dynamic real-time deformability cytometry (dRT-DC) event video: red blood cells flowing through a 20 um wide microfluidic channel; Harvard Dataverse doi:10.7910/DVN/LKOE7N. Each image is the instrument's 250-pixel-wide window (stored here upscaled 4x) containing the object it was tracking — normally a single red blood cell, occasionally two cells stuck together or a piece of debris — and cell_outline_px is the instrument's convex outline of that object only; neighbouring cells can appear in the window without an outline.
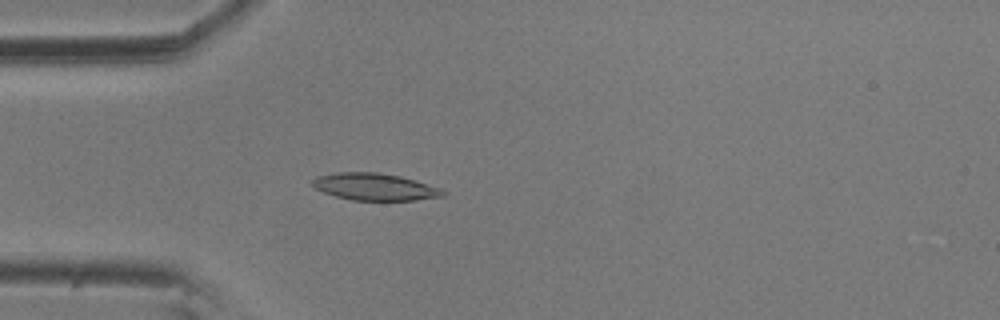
{"species": "common noctule bat (a hibernating species)", "species_latin": "Nyctalus noctula", "temperature_condition": "room temperature", "stored_images_in_passage": 56, "camera_frame_rate_fps": 3000, "um_per_image_px": 0.085, "animal": {"sex": "male", "body_mass_g": 20.5, "forearm_length_mm": 52.5}, "frame": {"image": 1, "passage_image": 15, "time_ms": 4.667, "image_size_px": [1000, 320], "cell_outline_px": [[448, 192], [444, 196], [416, 200], [352, 200], [336, 196], [324, 192], [316, 188], [312, 184], [312, 180], [316, 176], [336, 172], [380, 172], [400, 176], [440, 188]], "centroid_in_image_um": [31.86, 15.87], "position_along_channel_um": 53.1, "area_um2": 20.52}}
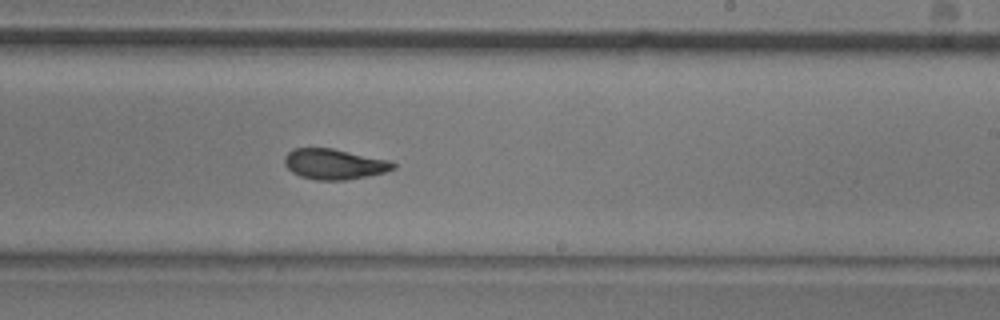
{"frame": {"image": 2, "passage_image": 33, "time_ms": 10.667, "image_size_px": [1000, 320], "cell_outline_px": [[396, 168], [384, 172], [368, 176], [344, 180], [316, 180], [300, 176], [292, 172], [284, 164], [284, 156], [292, 148], [332, 148], [392, 160], [396, 164]], "centroid_in_image_um": [28.42, 13.94], "position_along_channel_um": 260.6, "area_um2": 19.48}}
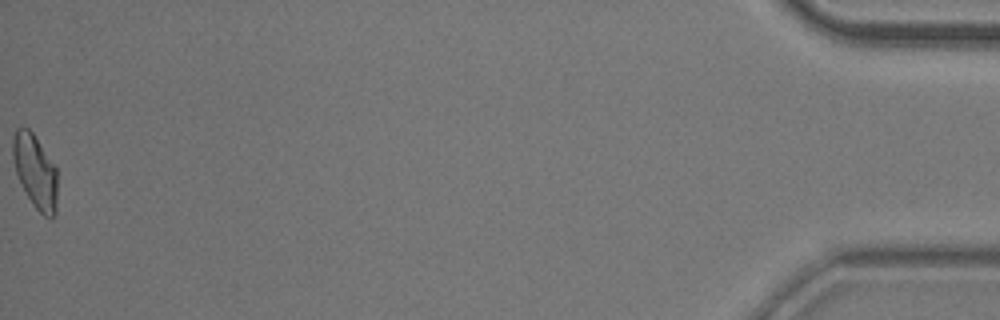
{"frame": {"image": 3, "passage_image": 56, "time_ms": 18.333, "image_size_px": [1000, 320], "cell_outline_px": [[56, 212], [48, 220], [32, 204], [16, 172], [12, 156], [12, 136], [16, 128], [28, 128], [32, 132], [56, 168]], "centroid_in_image_um": [2.98, 14.56], "position_along_channel_um": 432.2, "area_um2": 18.79}, "authors_computed_cell_mechanics": {"area_um2": 19.5075, "velocity_mm_per_s": 3.5585, "shape_relaxation_time_tau1_ms": 6.4837, "shape_relaxation_time_tau2_ms": 2.2803, "deformation_change_tau1": 0.175, "deformation_change_tau2": 0.0692}}